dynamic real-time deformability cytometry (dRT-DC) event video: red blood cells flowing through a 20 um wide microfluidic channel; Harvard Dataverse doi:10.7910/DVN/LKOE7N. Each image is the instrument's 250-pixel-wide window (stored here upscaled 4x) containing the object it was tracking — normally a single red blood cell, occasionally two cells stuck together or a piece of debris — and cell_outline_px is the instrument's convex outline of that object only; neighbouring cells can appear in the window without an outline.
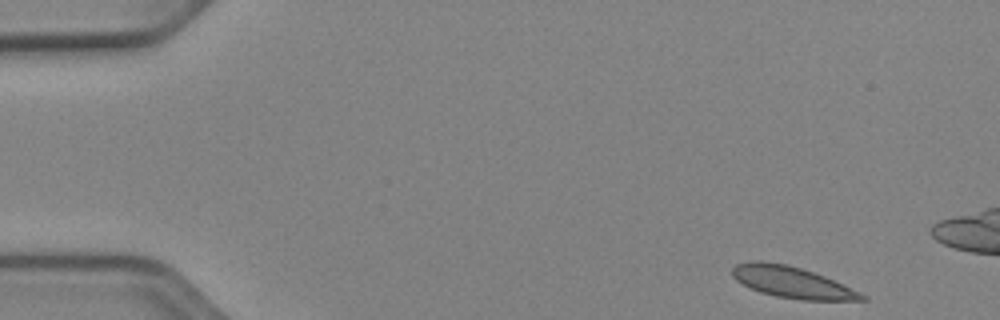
{"species": "Egyptian fruit bat (a non-hibernating species)", "species_latin": "Rousettus aegyptiacus", "temperature_condition": "cold", "stored_images_in_passage": 12, "camera_frame_rate_fps": 3000, "um_per_image_px": 0.085, "animal": {"sex": "female"}, "frame": {"image": 1, "passage_image": 1, "time_ms": 0.0, "image_size_px": [1000, 320], "cell_outline_px": [[868, 300], [800, 300], [776, 296], [760, 292], [736, 280], [732, 276], [732, 268], [736, 264], [752, 260], [764, 260], [788, 264], [824, 276], [860, 292], [868, 296]], "centroid_in_image_um": [67.31, 23.98], "position_along_channel_um": 17.7, "area_um2": 23.64}}